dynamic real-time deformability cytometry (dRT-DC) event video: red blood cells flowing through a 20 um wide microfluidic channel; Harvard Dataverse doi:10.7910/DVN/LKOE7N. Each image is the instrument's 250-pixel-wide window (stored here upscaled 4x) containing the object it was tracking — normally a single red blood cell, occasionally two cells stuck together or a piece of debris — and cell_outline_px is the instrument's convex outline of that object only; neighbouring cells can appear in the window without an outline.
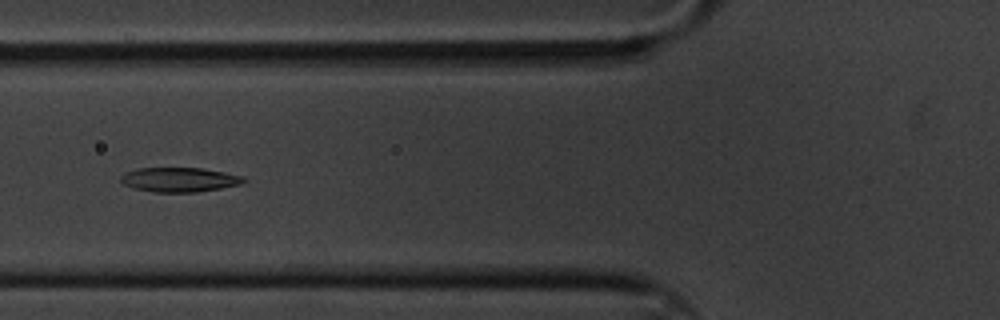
{"species": "common noctule bat (a hibernating species)", "species_latin": "Nyctalus noctula", "temperature_condition": "cold", "stored_images_in_passage": 12, "camera_frame_rate_fps": 3000, "um_per_image_px": 0.085, "animal": {"sex": "male", "body_mass_g": 20.1, "forearm_length_mm": 53.5}, "frame": {"image": 1, "passage_image": 6, "time_ms": 1.667, "image_size_px": [1000, 320], "cell_outline_px": [[248, 180], [240, 184], [220, 188], [196, 192], [152, 192], [132, 188], [120, 184], [120, 176], [124, 172], [136, 168], [200, 168], [224, 172], [244, 176]], "centroid_in_image_um": [15.19, 15.27], "position_along_channel_um": 110.6, "area_um2": 17.74}}
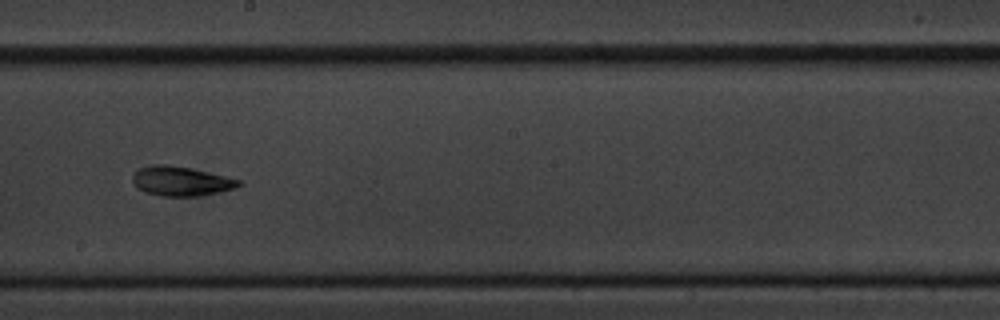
{"frame": {"image": 2, "passage_image": 9, "time_ms": 2.667, "image_size_px": [1000, 320], "cell_outline_px": [[244, 184], [236, 188], [220, 192], [196, 196], [160, 196], [144, 192], [136, 188], [132, 184], [132, 176], [140, 168], [148, 164], [168, 164], [208, 172], [240, 180]], "centroid_in_image_um": [15.35, 15.4], "position_along_channel_um": 232.9, "area_um2": 18.38}}
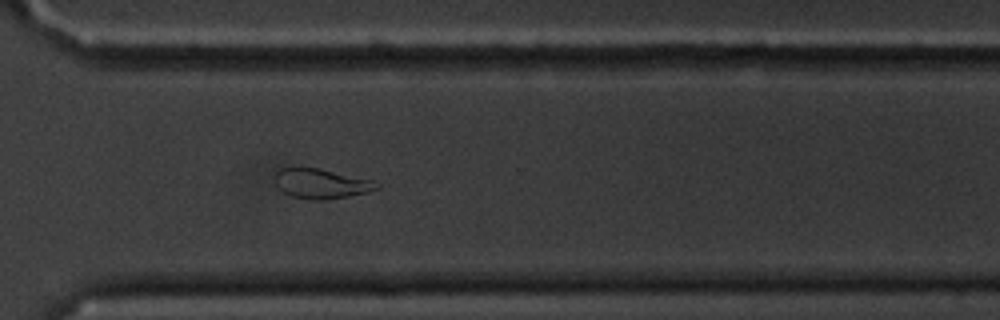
{"frame": {"image": 3, "passage_image": 12, "time_ms": 3.667, "image_size_px": [1000, 320], "cell_outline_px": [[380, 188], [368, 192], [348, 196], [324, 200], [316, 200], [292, 196], [284, 192], [276, 184], [276, 172], [280, 168], [292, 164], [296, 164], [320, 168], [372, 180], [380, 184]], "centroid_in_image_um": [27.27, 15.56], "position_along_channel_um": 343.3, "area_um2": 18.09}}